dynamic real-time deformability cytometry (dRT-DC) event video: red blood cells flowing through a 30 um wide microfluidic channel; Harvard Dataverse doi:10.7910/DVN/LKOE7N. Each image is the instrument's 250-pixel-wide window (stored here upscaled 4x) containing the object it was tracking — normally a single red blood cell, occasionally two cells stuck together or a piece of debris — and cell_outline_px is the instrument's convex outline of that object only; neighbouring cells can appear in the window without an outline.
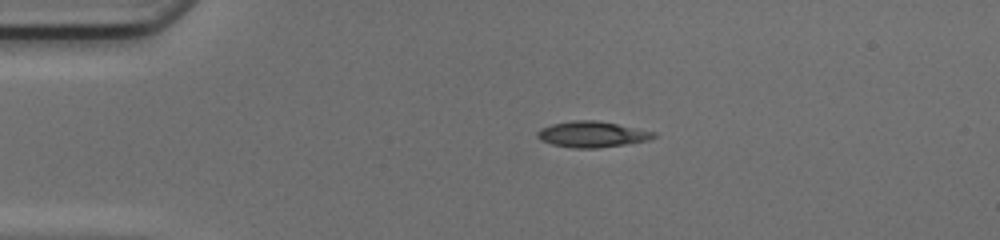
{"species": "common noctule bat (a hibernating species)", "species_latin": "Nyctalus noctula", "temperature_condition": "cold", "stored_images_in_passage": 22, "camera_frame_rate_fps": 3000, "um_per_image_px": 0.085, "animal": {"sex": "female", "body_mass_g": 17.0, "forearm_length_mm": 48.0}, "frame": {"image": 1, "passage_image": 1, "time_ms": 0.0, "image_size_px": [1000, 240], "cell_outline_px": [[656, 136], [648, 140], [624, 144], [596, 148], [572, 148], [552, 144], [540, 140], [536, 136], [536, 132], [540, 128], [552, 124], [572, 120], [596, 120], [656, 132]], "centroid_in_image_um": [50.27, 11.41], "position_along_channel_um": 34.7, "area_um2": 17.46}}
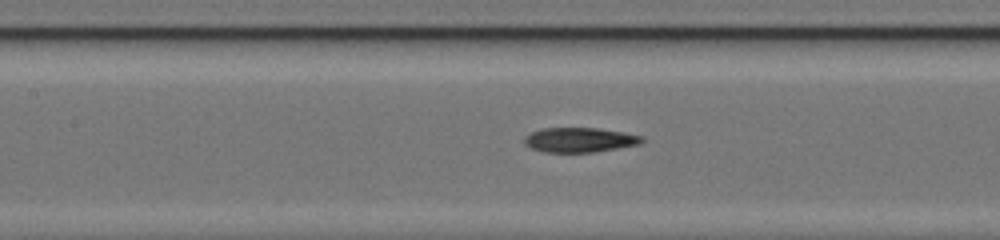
{"frame": {"image": 2, "passage_image": 13, "time_ms": 4.0, "image_size_px": [1000, 240], "cell_outline_px": [[644, 140], [640, 144], [592, 152], [544, 152], [532, 148], [524, 144], [524, 136], [532, 132], [544, 128], [596, 128], [624, 132], [644, 136]], "centroid_in_image_um": [49.27, 11.89], "position_along_channel_um": 158.1, "area_um2": 16.82}}
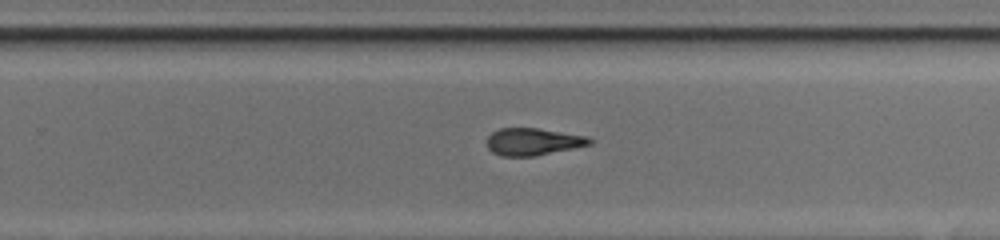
{"frame": {"image": 3, "passage_image": 22, "time_ms": 7.0, "image_size_px": [1000, 240], "cell_outline_px": [[592, 144], [536, 156], [500, 156], [492, 152], [488, 148], [488, 136], [492, 132], [500, 128], [536, 128], [588, 136], [592, 140]], "centroid_in_image_um": [45.31, 12.05], "position_along_channel_um": 284.5, "area_um2": 16.24}}